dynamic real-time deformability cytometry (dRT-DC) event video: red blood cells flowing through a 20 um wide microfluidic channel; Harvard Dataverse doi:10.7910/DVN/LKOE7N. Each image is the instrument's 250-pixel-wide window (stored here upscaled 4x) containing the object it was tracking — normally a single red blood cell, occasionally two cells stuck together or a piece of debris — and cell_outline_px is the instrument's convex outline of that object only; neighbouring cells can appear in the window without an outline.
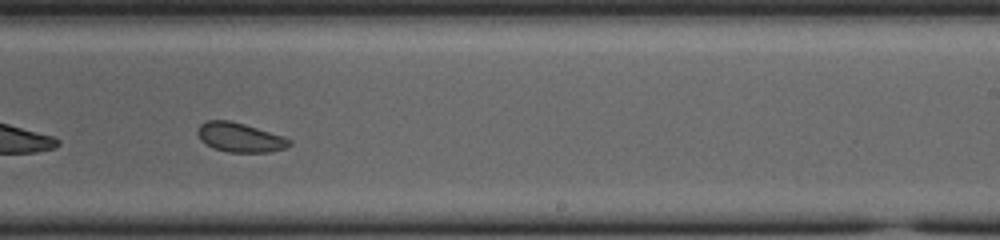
{"species": "common noctule bat (a hibernating species)", "species_latin": "Nyctalus noctula", "temperature_condition": "cold", "stored_images_in_passage": 36, "camera_frame_rate_fps": 3000, "um_per_image_px": 0.085, "animal": {"sex": "female", "body_mass_g": 23.0, "forearm_length_mm": 53.4}, "frame": {"image": 1, "passage_image": 26, "time_ms": 8.333, "image_size_px": [1000, 240], "cell_outline_px": [[292, 144], [284, 148], [268, 152], [228, 152], [212, 148], [200, 140], [196, 132], [196, 128], [204, 120], [228, 120], [244, 124], [284, 136], [292, 140]], "centroid_in_image_um": [20.35, 11.67], "position_along_channel_um": 268.6, "area_um2": 15.84}, "authors_computed_cell_mechanics": {"area_um2": 16.4152, "velocity_mm_per_s": 3.8198, "shape_relaxation_time_tau1_ms": null, "shape_relaxation_time_tau2_ms": 3.4173, "deformation_change_tau1": null, "deformation_change_tau2": 0.0797}}